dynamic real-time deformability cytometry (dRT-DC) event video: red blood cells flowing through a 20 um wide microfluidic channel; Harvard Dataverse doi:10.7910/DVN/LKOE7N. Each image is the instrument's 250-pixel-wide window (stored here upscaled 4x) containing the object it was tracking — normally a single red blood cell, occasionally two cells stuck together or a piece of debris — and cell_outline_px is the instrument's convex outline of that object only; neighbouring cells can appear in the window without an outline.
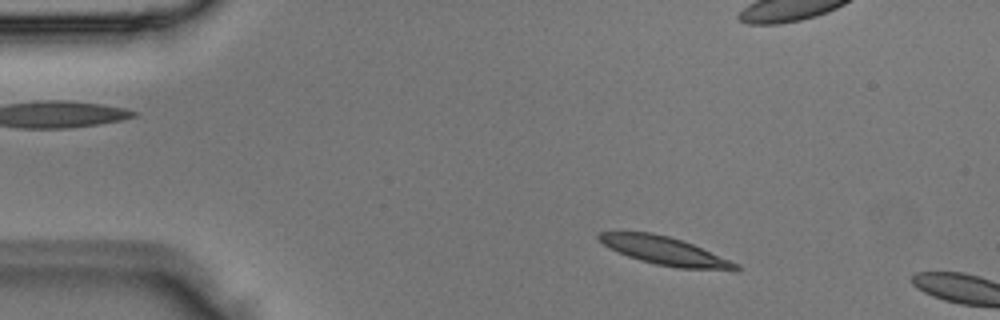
{"species": "Egyptian fruit bat (a non-hibernating species)", "species_latin": "Rousettus aegyptiacus", "temperature_condition": "room temperature", "stored_images_in_passage": 2, "camera_frame_rate_fps": 3000, "um_per_image_px": 0.085, "animal": {"sex": "male"}, "frame": {"image": 1, "passage_image": 2, "time_ms": 0.333, "image_size_px": [1000, 320], "cell_outline_px": [[740, 268], [736, 272], [676, 268], [656, 264], [640, 260], [628, 256], [604, 244], [596, 236], [600, 232], [652, 232], [668, 236], [692, 244], [740, 264]], "centroid_in_image_um": [56.63, 21.36], "position_along_channel_um": 28.4, "area_um2": 22.48}}